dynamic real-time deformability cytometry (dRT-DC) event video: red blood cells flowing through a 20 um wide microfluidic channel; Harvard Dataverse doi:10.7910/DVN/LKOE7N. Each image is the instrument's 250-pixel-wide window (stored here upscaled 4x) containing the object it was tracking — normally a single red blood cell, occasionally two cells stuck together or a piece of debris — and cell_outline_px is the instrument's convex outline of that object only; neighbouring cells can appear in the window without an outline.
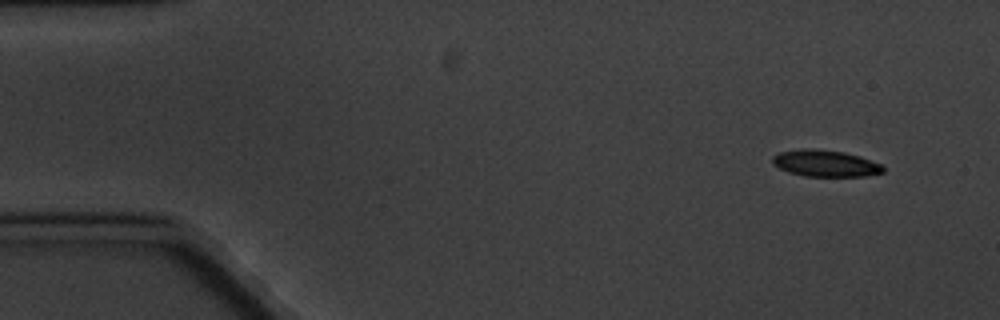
{"species": "common noctule bat (a hibernating species)", "species_latin": "Nyctalus noctula", "temperature_condition": "cold", "stored_images_in_passage": 4, "camera_frame_rate_fps": 3000, "um_per_image_px": 0.085, "animal": {"sex": "male", "body_mass_g": 20.1, "forearm_length_mm": 53.5}, "frame": {"image": 1, "passage_image": 1, "time_ms": 0.0, "image_size_px": [1000, 320], "cell_outline_px": [[884, 172], [864, 176], [804, 176], [788, 172], [772, 164], [772, 156], [780, 152], [800, 148], [812, 148], [844, 152], [860, 156], [880, 164], [884, 168]], "centroid_in_image_um": [70.12, 13.88], "position_along_channel_um": 14.9, "area_um2": 17.17}}
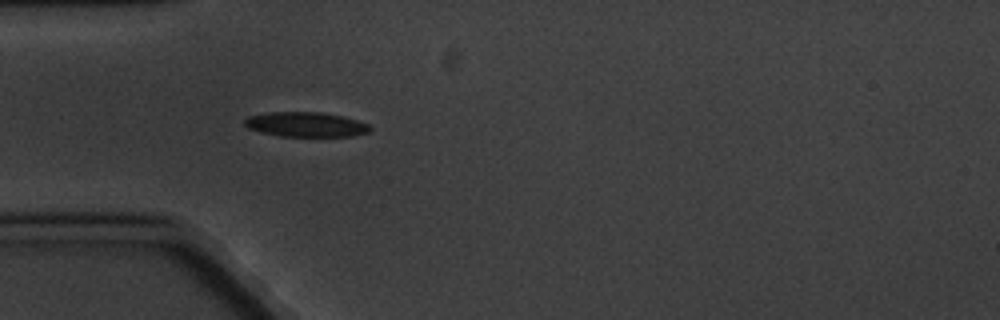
{"frame": {"image": 2, "passage_image": 4, "time_ms": 4.333, "image_size_px": [1000, 320], "cell_outline_px": [[372, 128], [368, 132], [352, 136], [280, 136], [260, 132], [248, 128], [244, 124], [244, 120], [248, 116], [268, 112], [320, 112], [340, 116], [356, 120], [368, 124]], "centroid_in_image_um": [25.96, 10.58], "position_along_channel_um": 59.0, "area_um2": 17.98}}